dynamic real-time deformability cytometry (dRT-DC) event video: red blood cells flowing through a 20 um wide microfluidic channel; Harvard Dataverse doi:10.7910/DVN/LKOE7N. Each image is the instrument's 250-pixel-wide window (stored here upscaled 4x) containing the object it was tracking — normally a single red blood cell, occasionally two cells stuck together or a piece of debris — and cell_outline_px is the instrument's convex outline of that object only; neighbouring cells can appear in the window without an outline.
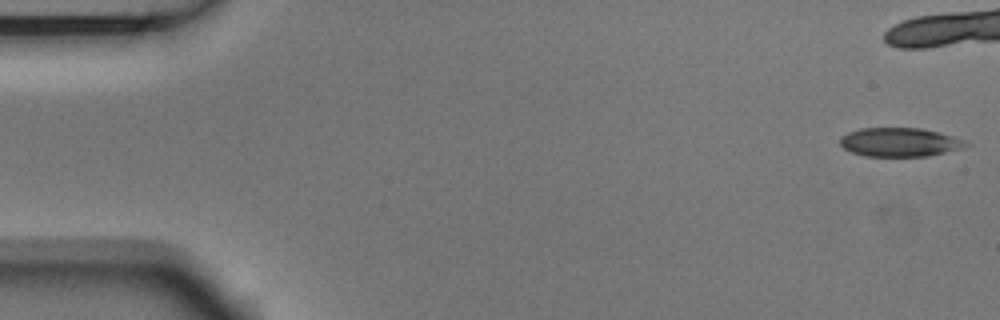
{"species": "Egyptian fruit bat (a non-hibernating species)", "species_latin": "Rousettus aegyptiacus", "temperature_condition": "room temperature", "stored_images_in_passage": 6, "camera_frame_rate_fps": 3000, "um_per_image_px": 0.085, "animal": {"sex": "male"}, "frame": {"image": 1, "passage_image": 1, "time_ms": 0.0, "image_size_px": [1000, 320], "cell_outline_px": [[972, 144], [964, 148], [928, 156], [864, 156], [852, 152], [844, 148], [840, 144], [840, 136], [848, 132], [860, 128], [920, 128], [940, 132], [964, 140]], "centroid_in_image_um": [76.49, 12.08], "position_along_channel_um": 8.5, "area_um2": 21.27}}